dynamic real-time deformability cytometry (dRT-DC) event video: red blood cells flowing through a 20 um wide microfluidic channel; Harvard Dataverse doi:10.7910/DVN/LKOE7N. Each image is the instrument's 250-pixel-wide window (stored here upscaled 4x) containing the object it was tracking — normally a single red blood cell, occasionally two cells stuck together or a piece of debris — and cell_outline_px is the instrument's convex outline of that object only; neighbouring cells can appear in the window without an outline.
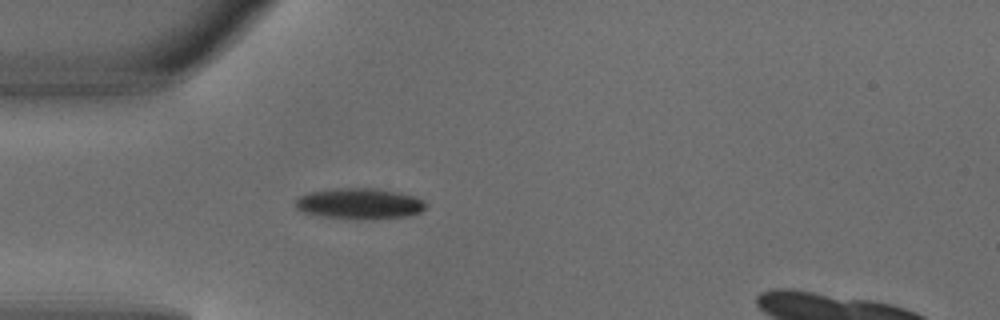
{"species": "common noctule bat (a hibernating species)", "species_latin": "Nyctalus noctula", "temperature_condition": "warm", "stored_images_in_passage": 1, "camera_frame_rate_fps": 3000, "um_per_image_px": 0.085, "animal": {"sex": "male", "body_mass_g": 18.8}, "frame": {"image": 1, "passage_image": 1, "time_ms": 0.0, "image_size_px": [1000, 320], "cell_outline_px": [[424, 208], [420, 212], [404, 216], [372, 220], [316, 216], [300, 212], [296, 208], [296, 200], [300, 196], [312, 192], [344, 188], [376, 188], [400, 192], [416, 196], [424, 204]], "centroid_in_image_um": [30.53, 17.32], "position_along_channel_um": 54.5, "area_um2": 23.35}}